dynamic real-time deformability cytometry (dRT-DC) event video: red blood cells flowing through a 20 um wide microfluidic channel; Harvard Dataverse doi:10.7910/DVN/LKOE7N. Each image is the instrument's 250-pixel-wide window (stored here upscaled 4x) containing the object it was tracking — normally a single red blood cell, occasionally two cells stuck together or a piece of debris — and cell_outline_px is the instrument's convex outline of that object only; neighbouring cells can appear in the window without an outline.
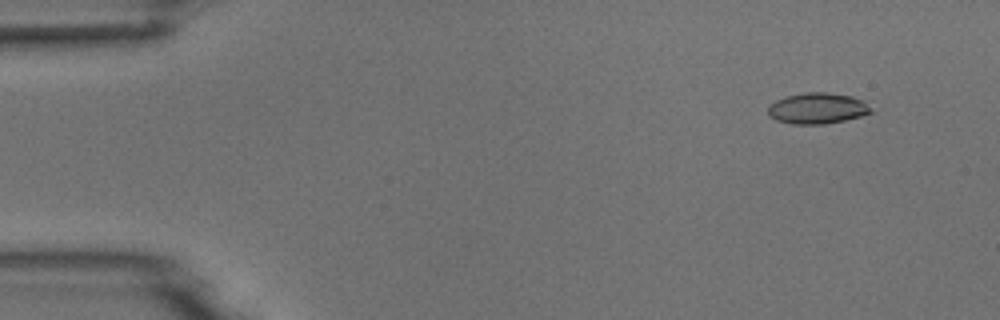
{"species": "common noctule bat (a hibernating species)", "species_latin": "Nyctalus noctula", "temperature_condition": "room temperature", "stored_images_in_passage": 6, "camera_frame_rate_fps": 3000, "um_per_image_px": 0.085, "animal": {"sex": "male", "body_mass_g": 18.8}, "frame": {"image": 1, "passage_image": 2, "time_ms": 1.0, "image_size_px": [1000, 320], "cell_outline_px": [[872, 112], [860, 116], [844, 120], [824, 124], [792, 124], [776, 120], [768, 116], [768, 104], [776, 100], [788, 96], [804, 92], [828, 92], [852, 96], [864, 100], [872, 108]], "centroid_in_image_um": [69.47, 9.2], "position_along_channel_um": 15.5, "area_um2": 18.73}}
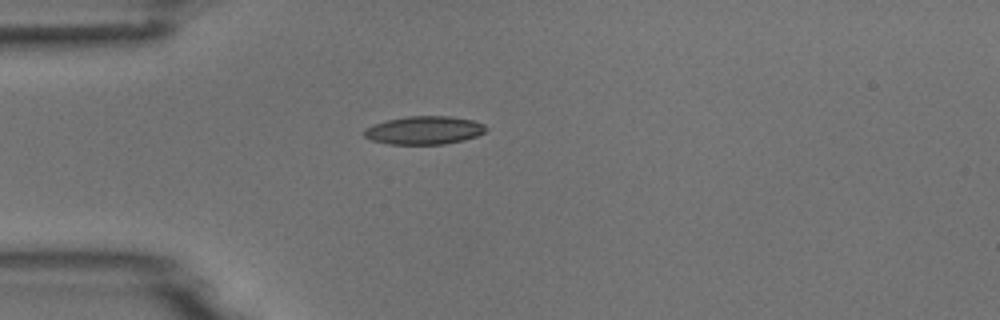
{"frame": {"image": 2, "passage_image": 4, "time_ms": 4.333, "image_size_px": [1000, 320], "cell_outline_px": [[488, 128], [484, 132], [476, 136], [464, 140], [444, 144], [388, 144], [372, 140], [364, 136], [364, 128], [372, 124], [404, 116], [448, 116], [472, 120], [484, 124]], "centroid_in_image_um": [36.04, 11.07], "position_along_channel_um": 49.0, "area_um2": 20.06}}